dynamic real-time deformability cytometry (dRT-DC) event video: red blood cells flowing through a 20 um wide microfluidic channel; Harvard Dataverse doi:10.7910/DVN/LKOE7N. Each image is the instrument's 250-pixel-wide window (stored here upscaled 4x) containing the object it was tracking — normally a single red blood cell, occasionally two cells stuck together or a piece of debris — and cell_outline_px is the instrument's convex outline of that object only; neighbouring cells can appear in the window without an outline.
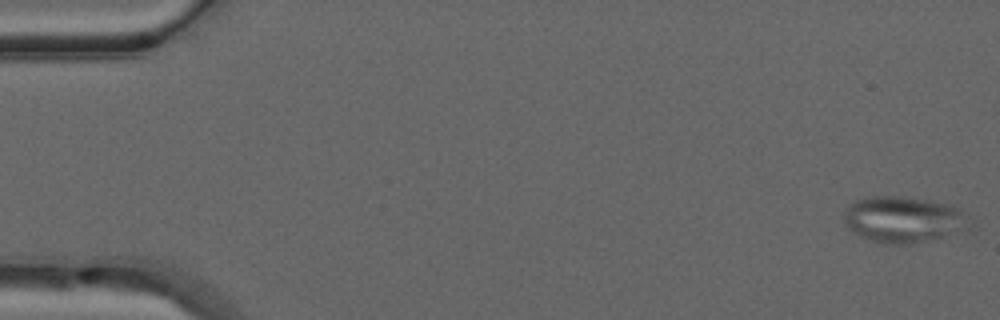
{"species": "common noctule bat (a hibernating species)", "species_latin": "Nyctalus noctula", "temperature_condition": "warm", "stored_images_in_passage": 51, "camera_frame_rate_fps": 3000, "um_per_image_px": 0.085, "animal": {"sex": "male", "forearm_length_mm": 52.5}, "frame": {"image": 1, "passage_image": 1, "time_ms": 0.0, "image_size_px": [1000, 320], "cell_outline_px": [[976, 228], [968, 232], [908, 244], [880, 244], [860, 236], [848, 228], [844, 220], [844, 216], [848, 204], [864, 196], [900, 196], [928, 200], [952, 204], [968, 216], [976, 224]], "centroid_in_image_um": [76.91, 18.67], "position_along_channel_um": 8.1, "area_um2": 34.85}}
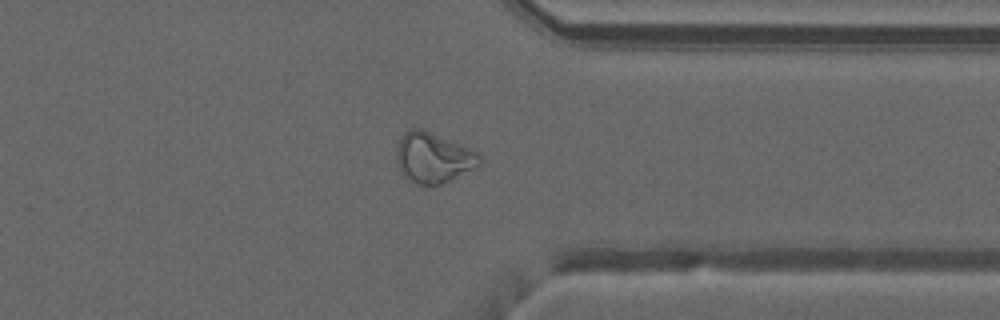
{"frame": {"image": 2, "passage_image": 39, "time_ms": 12.667, "image_size_px": [1000, 320], "cell_outline_px": [[480, 164], [440, 184], [416, 184], [404, 176], [400, 172], [396, 160], [396, 148], [404, 132], [408, 128], [420, 128], [468, 148], [476, 152], [480, 156]], "centroid_in_image_um": [36.75, 13.39], "position_along_channel_um": 374.7, "area_um2": 23.7}, "authors_computed_cell_mechanics": {"area_um2": 27.1082, "velocity_mm_per_s": 4.0802, "shape_relaxation_time_tau1_ms": null, "shape_relaxation_time_tau2_ms": 2.7567, "deformation_change_tau1": null, "deformation_change_tau2": 0.1036}}